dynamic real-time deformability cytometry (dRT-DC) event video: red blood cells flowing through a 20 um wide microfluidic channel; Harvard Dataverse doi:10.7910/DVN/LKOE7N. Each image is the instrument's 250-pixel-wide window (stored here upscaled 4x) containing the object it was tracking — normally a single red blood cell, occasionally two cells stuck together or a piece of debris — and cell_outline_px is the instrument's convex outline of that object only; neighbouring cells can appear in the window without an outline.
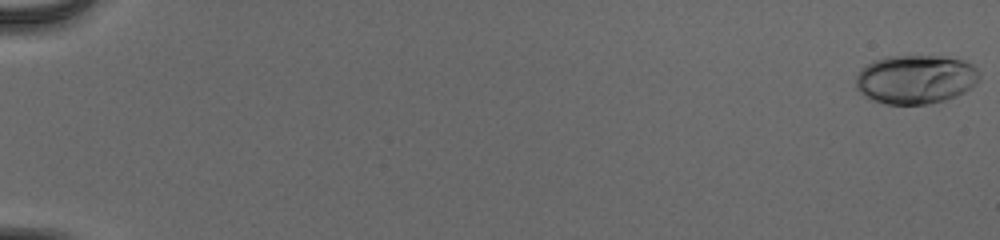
{"species": "human", "species_latin": "Homo sapiens", "temperature_condition": "cold", "stored_images_in_passage": 54, "camera_frame_rate_fps": 3000, "um_per_image_px": 0.085, "donor": {"sex": "male"}, "frame": {"image": 1, "passage_image": 1, "time_ms": 0.0, "image_size_px": [1000, 240], "cell_outline_px": [[980, 80], [976, 84], [964, 92], [956, 96], [944, 100], [928, 104], [884, 104], [872, 100], [864, 96], [856, 88], [856, 76], [860, 68], [876, 60], [888, 56], [940, 56], [964, 60], [972, 64], [980, 72]], "centroid_in_image_um": [77.84, 6.74], "position_along_channel_um": 7.2, "area_um2": 35.49}}
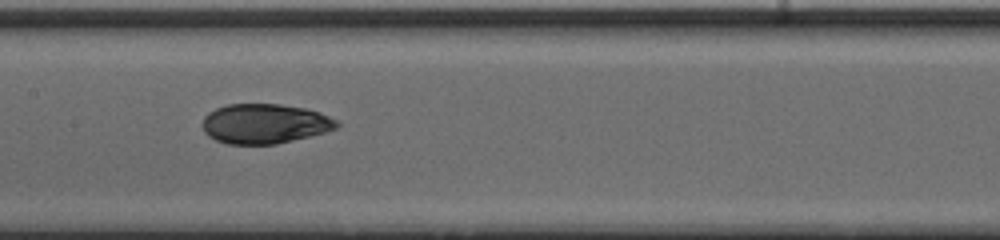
{"frame": {"image": 2, "passage_image": 30, "time_ms": 9.667, "image_size_px": [1000, 240], "cell_outline_px": [[340, 124], [336, 128], [324, 132], [276, 144], [228, 144], [216, 140], [208, 136], [204, 132], [200, 124], [204, 116], [208, 112], [216, 108], [228, 104], [280, 104], [304, 108], [320, 112], [336, 120]], "centroid_in_image_um": [22.44, 10.51], "position_along_channel_um": 185.0, "area_um2": 31.15}}
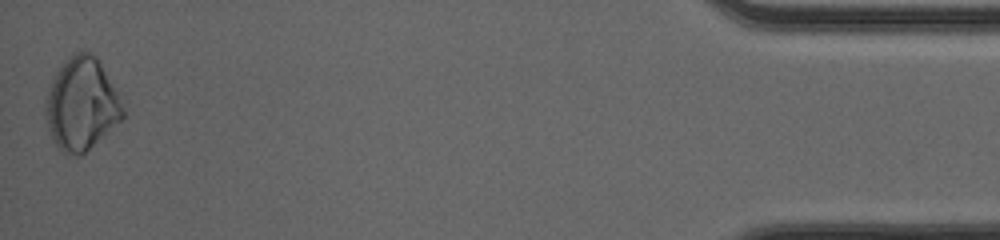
{"frame": {"image": 3, "passage_image": 54, "time_ms": 17.667, "image_size_px": [1000, 240], "cell_outline_px": [[124, 116], [120, 120], [80, 156], [68, 156], [56, 144], [48, 128], [44, 116], [44, 100], [52, 76], [68, 56], [76, 52], [88, 52], [96, 56], [116, 92], [124, 108]], "centroid_in_image_um": [6.87, 8.84], "position_along_channel_um": 428.3, "area_um2": 41.27}, "authors_computed_cell_mechanics": {"area_um2": 31.9634, "velocity_mm_per_s": 3.9994, "shape_relaxation_time_tau1_ms": 5.8917, "shape_relaxation_time_tau2_ms": 2.5892, "deformation_change_tau1": 0.1584, "deformation_change_tau2": 0.0189}}